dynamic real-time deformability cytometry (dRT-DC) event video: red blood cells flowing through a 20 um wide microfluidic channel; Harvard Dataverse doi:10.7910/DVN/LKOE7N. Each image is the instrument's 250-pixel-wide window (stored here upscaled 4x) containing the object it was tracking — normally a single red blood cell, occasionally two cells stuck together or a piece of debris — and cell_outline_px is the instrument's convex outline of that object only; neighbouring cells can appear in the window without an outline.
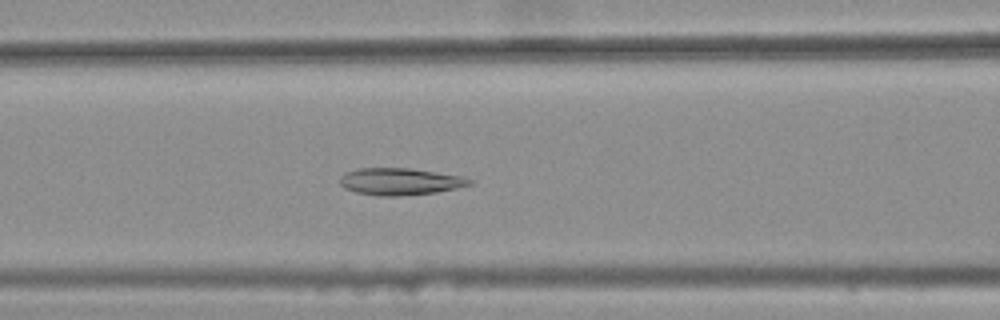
{"species": "common noctule bat (a hibernating species)", "species_latin": "Nyctalus noctula", "temperature_condition": "warm", "stored_images_in_passage": 46, "camera_frame_rate_fps": 3000, "um_per_image_px": 0.085, "animal": {"sex": "female", "body_mass_g": 25.1}, "frame": {"image": 1, "passage_image": 22, "time_ms": 7.0, "image_size_px": [1000, 320], "cell_outline_px": [[472, 184], [456, 188], [436, 192], [400, 196], [380, 196], [356, 192], [344, 188], [340, 184], [340, 176], [344, 172], [360, 168], [408, 168], [464, 176], [472, 180]], "centroid_in_image_um": [33.99, 15.43], "position_along_channel_um": 132.6, "area_um2": 20.4}}
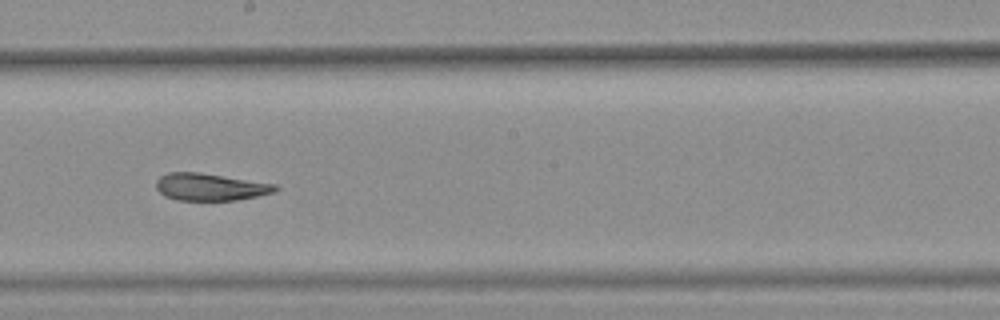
{"frame": {"image": 2, "passage_image": 30, "time_ms": 9.667, "image_size_px": [1000, 320], "cell_outline_px": [[280, 188], [276, 192], [236, 200], [176, 200], [164, 196], [156, 188], [156, 180], [160, 176], [168, 172], [200, 172], [276, 184]], "centroid_in_image_um": [17.87, 15.88], "position_along_channel_um": 230.3, "area_um2": 19.02}}
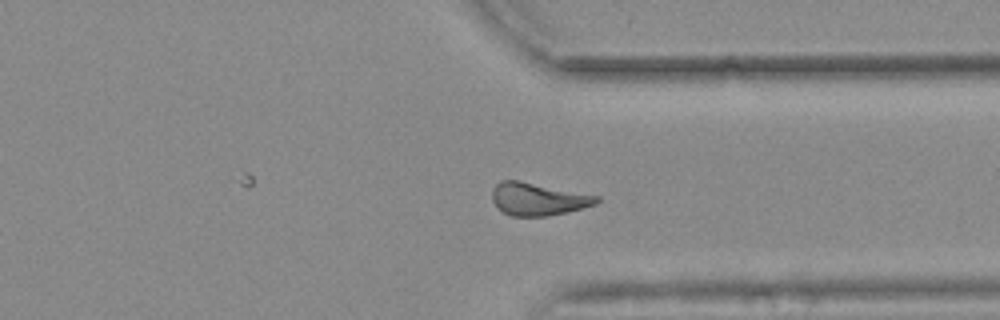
{"frame": {"image": 3, "passage_image": 41, "time_ms": 13.333, "image_size_px": [1000, 320], "cell_outline_px": [[600, 200], [596, 204], [568, 212], [544, 216], [512, 216], [504, 212], [492, 200], [492, 188], [500, 180], [520, 180], [600, 196]], "centroid_in_image_um": [45.75, 16.9], "position_along_channel_um": 365.7, "area_um2": 19.88}, "authors_computed_cell_mechanics": {"area_um2": 20.0566, "velocity_mm_per_s": 3.681, "shape_relaxation_time_tau1_ms": null, "shape_relaxation_time_tau2_ms": 5.9358, "deformation_change_tau1": null, "deformation_change_tau2": 0.1238}}